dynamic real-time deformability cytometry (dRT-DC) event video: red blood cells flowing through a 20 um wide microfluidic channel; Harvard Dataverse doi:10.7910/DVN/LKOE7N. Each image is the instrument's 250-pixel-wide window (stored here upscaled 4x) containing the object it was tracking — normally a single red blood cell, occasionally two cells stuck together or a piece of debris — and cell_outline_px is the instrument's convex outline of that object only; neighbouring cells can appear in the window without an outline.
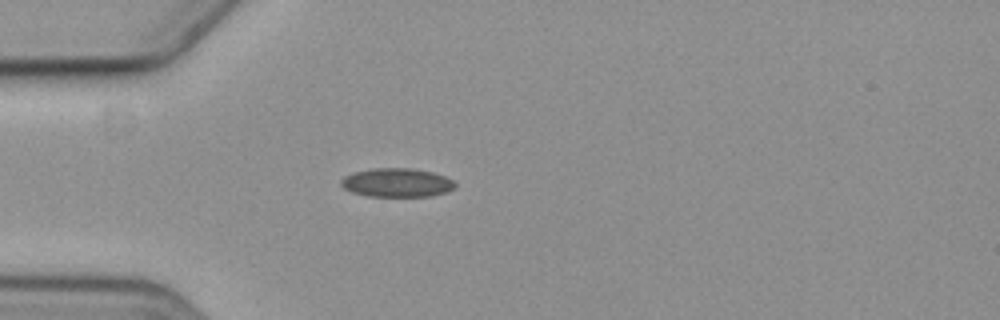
{"species": "common noctule bat (a hibernating species)", "species_latin": "Nyctalus noctula", "temperature_condition": "cold", "stored_images_in_passage": 6, "camera_frame_rate_fps": 3000, "um_per_image_px": 0.085, "animal": {"sex": "female", "body_mass_g": 19.3, "forearm_length_mm": 54.1}, "frame": {"image": 1, "passage_image": 5, "time_ms": 5.0, "image_size_px": [1000, 320], "cell_outline_px": [[456, 188], [448, 192], [428, 196], [368, 196], [352, 192], [344, 188], [340, 184], [340, 180], [344, 176], [352, 172], [372, 168], [412, 168], [432, 172], [444, 176], [452, 180], [456, 184]], "centroid_in_image_um": [33.72, 15.52], "position_along_channel_um": 51.3, "area_um2": 19.25}}